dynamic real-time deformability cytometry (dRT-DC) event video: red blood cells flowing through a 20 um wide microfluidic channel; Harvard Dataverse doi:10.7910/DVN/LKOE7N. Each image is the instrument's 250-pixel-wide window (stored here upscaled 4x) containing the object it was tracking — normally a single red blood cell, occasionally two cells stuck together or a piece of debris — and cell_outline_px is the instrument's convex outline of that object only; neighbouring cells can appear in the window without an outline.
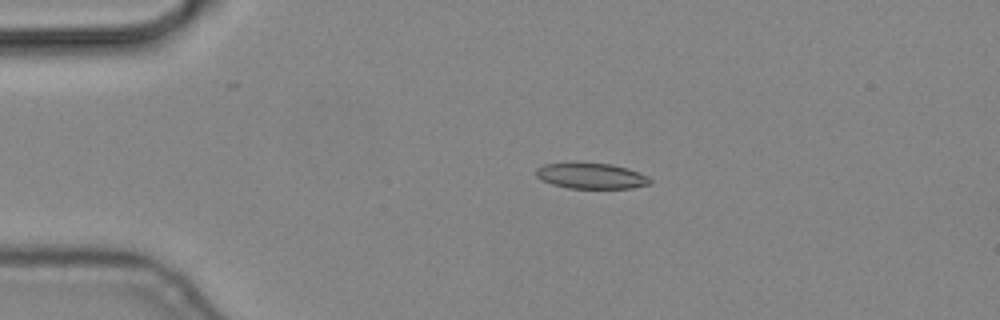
{"species": "common noctule bat (a hibernating species)", "species_latin": "Nyctalus noctula", "temperature_condition": "cold", "stored_images_in_passage": 6, "camera_frame_rate_fps": 3000, "um_per_image_px": 0.085, "animal": {"sex": "male", "body_mass_g": 19.2, "forearm_length_mm": 51.8}, "frame": {"image": 1, "passage_image": 3, "time_ms": 0.667, "image_size_px": [1000, 320], "cell_outline_px": [[652, 184], [632, 188], [568, 188], [552, 184], [540, 180], [536, 176], [536, 168], [544, 164], [576, 160], [612, 164], [628, 168], [640, 172], [648, 176], [652, 180]], "centroid_in_image_um": [50.23, 14.91], "position_along_channel_um": 34.8, "area_um2": 17.92}}
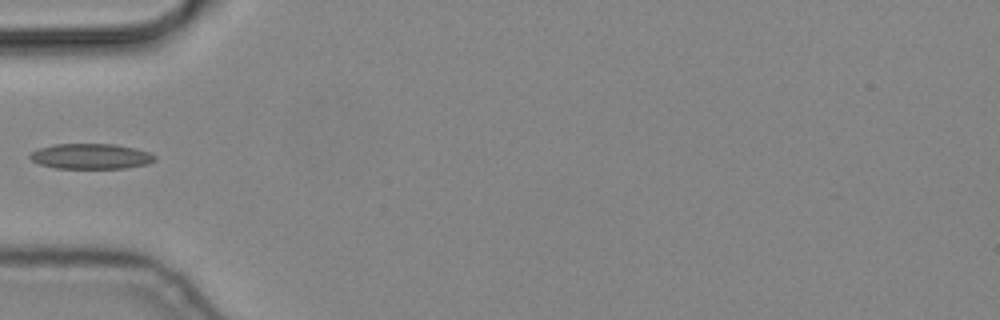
{"frame": {"image": 2, "passage_image": 5, "time_ms": 1.333, "image_size_px": [1000, 320], "cell_outline_px": [[156, 160], [148, 164], [124, 168], [56, 168], [40, 164], [32, 160], [28, 156], [32, 152], [40, 148], [56, 144], [116, 144], [136, 148], [148, 152], [156, 156]], "centroid_in_image_um": [7.76, 13.28], "position_along_channel_um": 77.2, "area_um2": 18.38}}
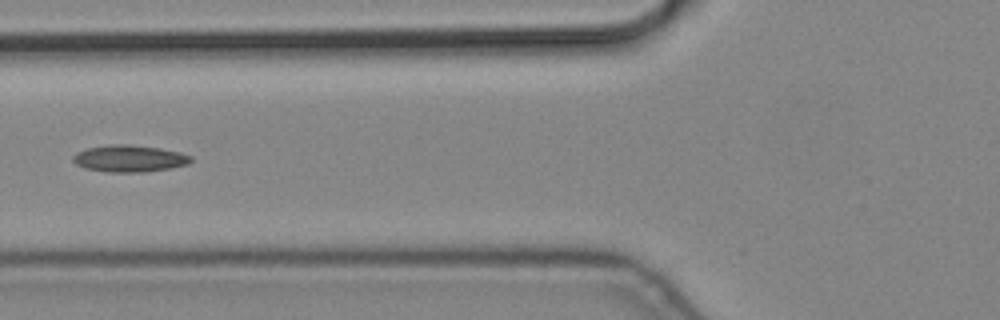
{"frame": {"image": 3, "passage_image": 6, "time_ms": 1.667, "image_size_px": [1000, 320], "cell_outline_px": [[192, 160], [188, 164], [168, 168], [144, 172], [108, 172], [84, 168], [76, 164], [72, 160], [72, 156], [76, 152], [88, 148], [108, 144], [128, 144], [160, 148], [180, 152], [192, 156]], "centroid_in_image_um": [10.97, 13.47], "position_along_channel_um": 114.8, "area_um2": 18.5}}